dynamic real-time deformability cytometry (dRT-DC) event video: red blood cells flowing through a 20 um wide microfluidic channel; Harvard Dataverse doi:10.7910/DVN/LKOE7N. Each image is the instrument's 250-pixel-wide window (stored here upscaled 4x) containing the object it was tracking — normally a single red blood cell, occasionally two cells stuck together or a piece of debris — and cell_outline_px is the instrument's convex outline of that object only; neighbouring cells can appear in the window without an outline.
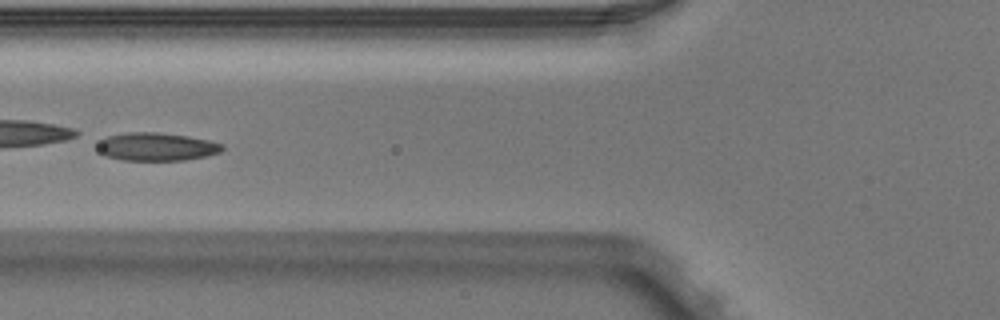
{"species": "Egyptian fruit bat (a non-hibernating species)", "species_latin": "Rousettus aegyptiacus", "temperature_condition": "warm", "stored_images_in_passage": 5, "camera_frame_rate_fps": 3000, "um_per_image_px": 0.085, "animal": {"sex": "male"}, "frame": {"image": 1, "passage_image": 5, "time_ms": 1.333, "image_size_px": [1000, 320], "cell_outline_px": [[224, 148], [220, 152], [204, 156], [184, 160], [124, 160], [104, 156], [96, 148], [100, 140], [108, 136], [128, 132], [160, 132], [188, 136], [208, 140], [224, 144]], "centroid_in_image_um": [13.29, 12.46], "position_along_channel_um": 112.5, "area_um2": 20.46}}